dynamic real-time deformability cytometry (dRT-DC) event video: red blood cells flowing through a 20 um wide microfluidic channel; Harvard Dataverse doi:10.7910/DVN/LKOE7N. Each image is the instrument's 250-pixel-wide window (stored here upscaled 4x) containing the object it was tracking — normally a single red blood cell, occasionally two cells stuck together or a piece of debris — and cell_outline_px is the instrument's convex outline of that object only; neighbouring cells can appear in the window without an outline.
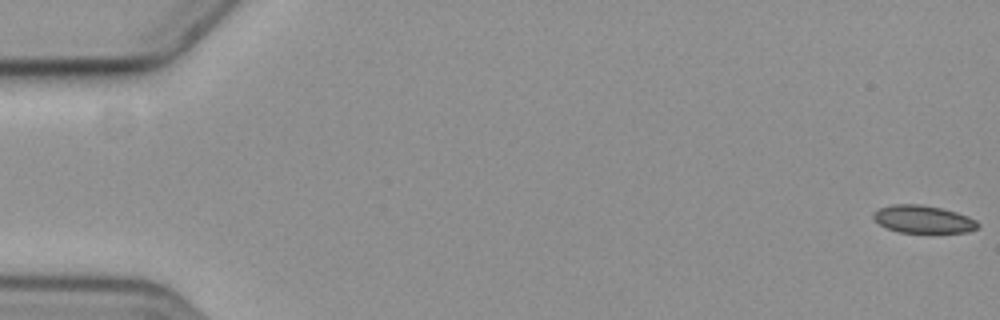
{"species": "common noctule bat (a hibernating species)", "species_latin": "Nyctalus noctula", "temperature_condition": "cold", "stored_images_in_passage": 5, "camera_frame_rate_fps": 3000, "um_per_image_px": 0.085, "animal": {"sex": "female", "body_mass_g": 19.3, "forearm_length_mm": 54.1}, "frame": {"image": 1, "passage_image": 1, "time_ms": 0.0, "image_size_px": [1000, 320], "cell_outline_px": [[980, 224], [976, 228], [968, 232], [900, 232], [888, 228], [880, 224], [872, 216], [872, 212], [880, 208], [892, 204], [920, 204], [940, 208], [956, 212], [968, 216], [976, 220]], "centroid_in_image_um": [78.46, 18.62], "position_along_channel_um": 6.5, "area_um2": 16.65}}
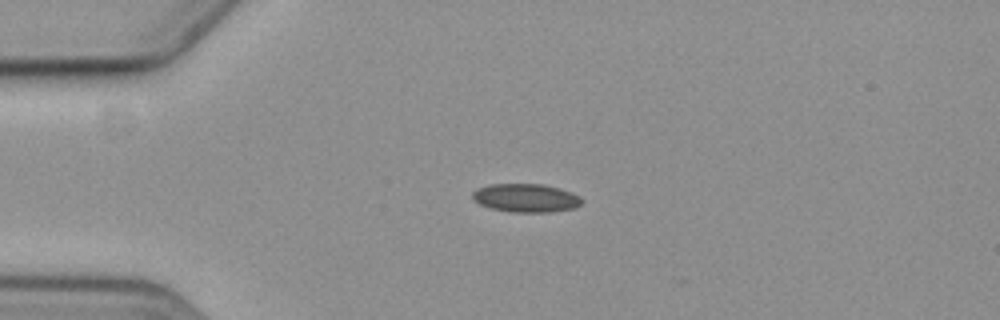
{"frame": {"image": 2, "passage_image": 5, "time_ms": 4.667, "image_size_px": [1000, 320], "cell_outline_px": [[584, 200], [576, 208], [552, 212], [512, 212], [488, 208], [472, 200], [472, 192], [480, 188], [492, 184], [544, 184], [572, 192], [580, 196]], "centroid_in_image_um": [44.72, 16.83], "position_along_channel_um": 40.3, "area_um2": 18.26}}